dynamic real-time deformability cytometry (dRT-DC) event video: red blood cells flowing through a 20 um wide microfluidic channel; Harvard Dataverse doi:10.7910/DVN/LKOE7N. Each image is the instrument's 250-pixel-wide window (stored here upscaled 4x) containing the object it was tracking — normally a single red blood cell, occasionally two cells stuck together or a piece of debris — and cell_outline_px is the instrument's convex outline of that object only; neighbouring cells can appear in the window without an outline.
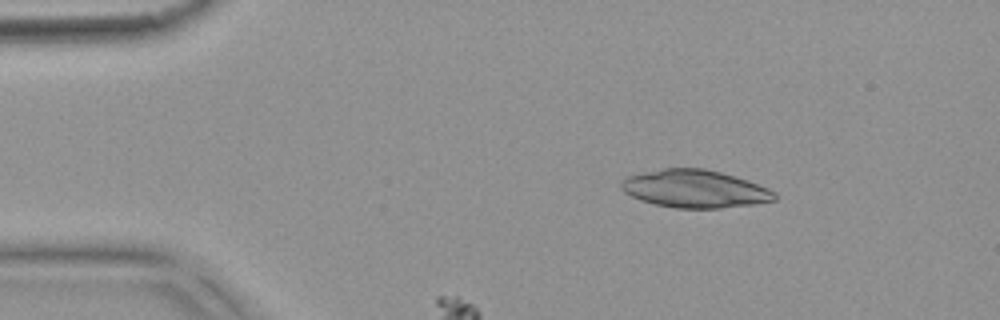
{"species": "common noctule bat (a hibernating species)", "species_latin": "Nyctalus noctula", "temperature_condition": "warm", "stored_images_in_passage": 5, "camera_frame_rate_fps": 3000, "um_per_image_px": 0.085, "animal": {"sex": "female", "body_mass_g": 18.4}, "frame": {"image": 1, "passage_image": 3, "time_ms": 0.667, "image_size_px": [1000, 320], "cell_outline_px": [[776, 200], [756, 204], [720, 208], [676, 208], [656, 204], [640, 200], [624, 192], [620, 188], [620, 180], [628, 176], [644, 172], [664, 168], [704, 168], [736, 176], [748, 180], [768, 188], [776, 192]], "centroid_in_image_um": [59.07, 16.05], "position_along_channel_um": 25.9, "area_um2": 33.87}}